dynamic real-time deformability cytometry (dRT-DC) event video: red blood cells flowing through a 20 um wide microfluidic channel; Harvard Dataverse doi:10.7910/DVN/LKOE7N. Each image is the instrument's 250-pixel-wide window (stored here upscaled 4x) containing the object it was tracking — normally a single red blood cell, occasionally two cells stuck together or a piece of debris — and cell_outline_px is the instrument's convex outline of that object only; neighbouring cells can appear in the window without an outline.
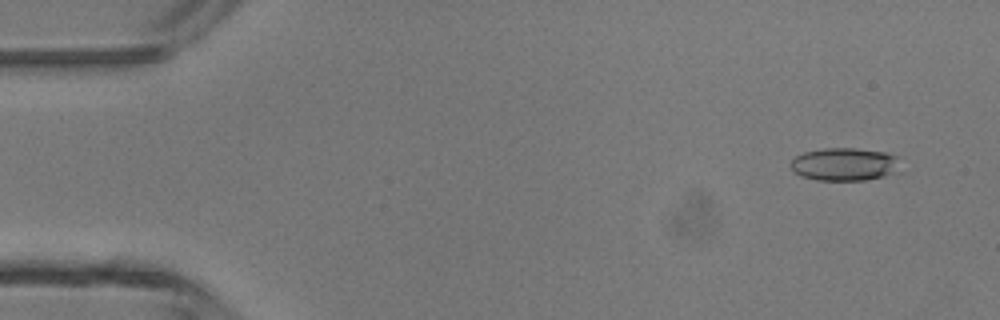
{"species": "common noctule bat (a hibernating species)", "species_latin": "Nyctalus noctula", "temperature_condition": "room temperature", "stored_images_in_passage": 47, "camera_frame_rate_fps": 3000, "um_per_image_px": 0.085, "animal": {"sex": "male", "body_mass_g": 13.3}, "frame": {"image": 1, "passage_image": 3, "time_ms": 0.667, "image_size_px": [1000, 320], "cell_outline_px": [[900, 172], [884, 176], [864, 180], [816, 180], [800, 176], [788, 164], [796, 156], [804, 152], [824, 148], [856, 148], [884, 152], [896, 156]], "centroid_in_image_um": [71.78, 13.96], "position_along_channel_um": 13.2, "area_um2": 21.1}}
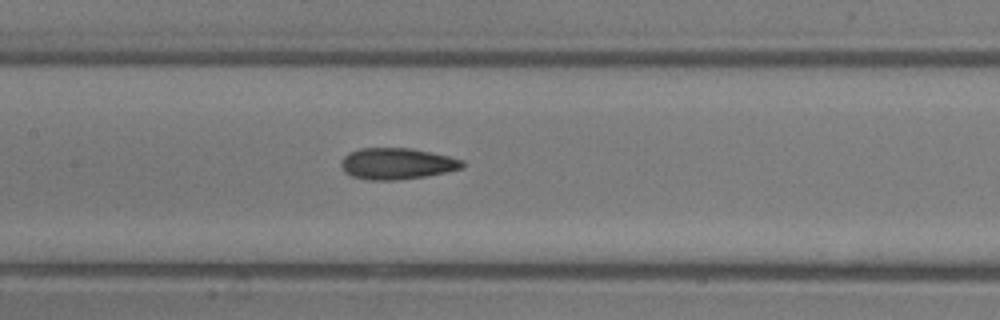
{"frame": {"image": 2, "passage_image": 22, "time_ms": 7.0, "image_size_px": [1000, 320], "cell_outline_px": [[464, 168], [448, 172], [424, 176], [396, 180], [368, 180], [352, 176], [344, 172], [340, 164], [340, 160], [348, 152], [360, 148], [412, 148], [432, 152], [464, 160]], "centroid_in_image_um": [33.73, 13.9], "position_along_channel_um": 173.7, "area_um2": 22.37}}
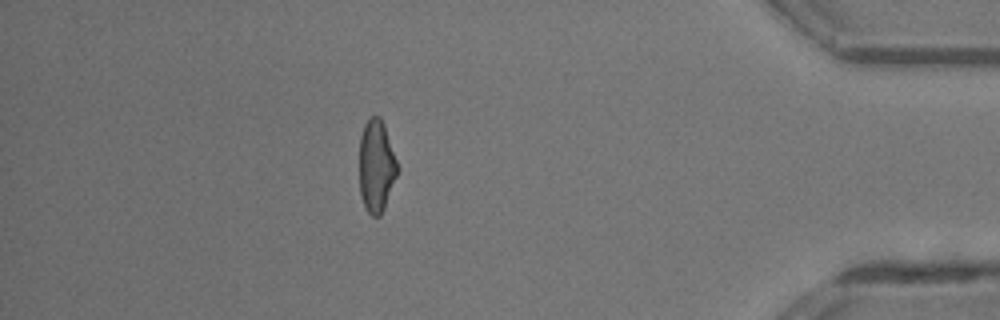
{"frame": {"image": 3, "passage_image": 41, "time_ms": 13.333, "image_size_px": [1000, 320], "cell_outline_px": [[396, 176], [384, 208], [380, 216], [372, 216], [368, 212], [364, 204], [360, 192], [360, 136], [364, 124], [372, 116], [380, 116], [384, 124], [396, 160]], "centroid_in_image_um": [31.97, 14.1], "position_along_channel_um": 403.2, "area_um2": 20.0}, "authors_computed_cell_mechanics": {"area_um2": 21.6172, "velocity_mm_per_s": 4.371, "shape_relaxation_time_tau1_ms": 7.208, "shape_relaxation_time_tau2_ms": 2.2244, "deformation_change_tau1": 0.2086, "deformation_change_tau2": 0.1126}}